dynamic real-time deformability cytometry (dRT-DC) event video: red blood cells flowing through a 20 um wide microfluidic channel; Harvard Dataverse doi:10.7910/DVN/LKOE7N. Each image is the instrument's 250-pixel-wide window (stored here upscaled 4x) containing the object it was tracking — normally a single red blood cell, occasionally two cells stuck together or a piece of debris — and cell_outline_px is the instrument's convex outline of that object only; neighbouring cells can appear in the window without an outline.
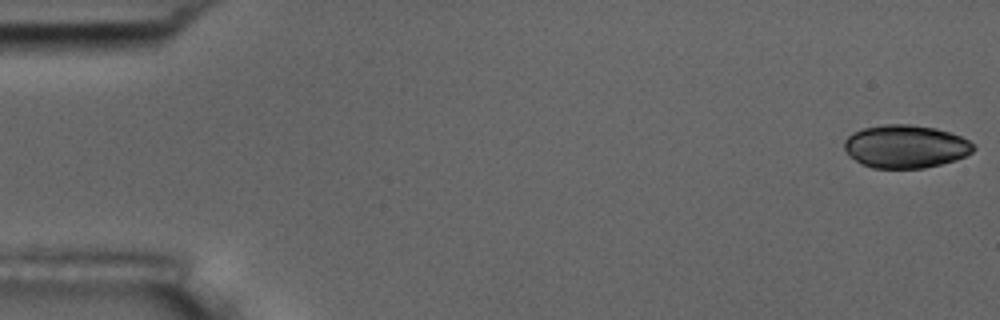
{"species": "common noctule bat (a hibernating species)", "species_latin": "Nyctalus noctula", "temperature_condition": "room temperature", "stored_images_in_passage": 11, "camera_frame_rate_fps": 3000, "um_per_image_px": 0.085, "animal": {"sex": "male", "body_mass_g": 17.5, "forearm_length_mm": 52.3}, "frame": {"image": 1, "passage_image": 1, "time_ms": 0.0, "image_size_px": [1000, 320], "cell_outline_px": [[976, 148], [972, 152], [956, 160], [924, 168], [872, 168], [848, 156], [844, 148], [844, 140], [852, 132], [864, 128], [884, 124], [912, 124], [936, 128], [960, 136], [976, 144]], "centroid_in_image_um": [76.97, 12.44], "position_along_channel_um": 8.0, "area_um2": 32.54}}
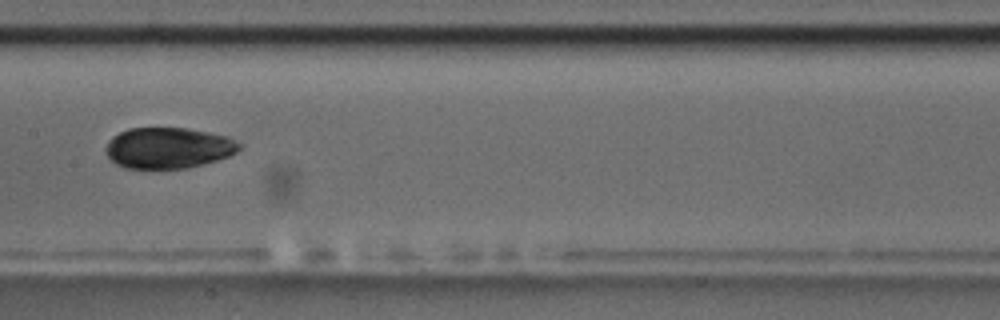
{"frame": {"image": 2, "passage_image": 8, "time_ms": 9.0, "image_size_px": [1000, 320], "cell_outline_px": [[240, 148], [236, 152], [228, 156], [204, 164], [188, 168], [124, 168], [116, 164], [108, 156], [104, 148], [108, 140], [112, 136], [128, 128], [188, 128], [228, 136], [240, 144]], "centroid_in_image_um": [14.28, 12.57], "position_along_channel_um": 193.1, "area_um2": 31.91}}